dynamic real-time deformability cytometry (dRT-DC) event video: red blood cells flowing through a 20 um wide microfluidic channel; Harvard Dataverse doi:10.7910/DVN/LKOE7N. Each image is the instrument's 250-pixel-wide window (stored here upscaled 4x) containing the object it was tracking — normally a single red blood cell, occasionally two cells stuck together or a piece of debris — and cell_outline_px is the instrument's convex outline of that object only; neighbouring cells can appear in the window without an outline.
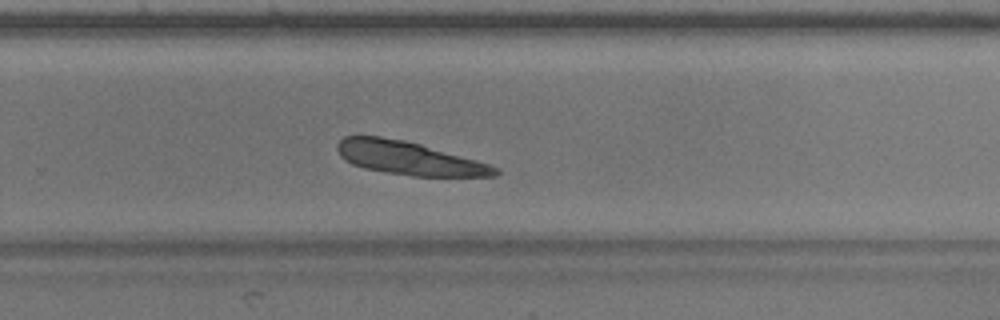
{"species": "common noctule bat (a hibernating species)", "species_latin": "Nyctalus noctula", "temperature_condition": "warm", "stored_images_in_passage": 46, "camera_frame_rate_fps": 3000, "um_per_image_px": 0.085, "animal": {"sex": "male", "body_mass_g": 17.9}, "frame": {"image": 1, "passage_image": 33, "time_ms": 10.667, "image_size_px": [1000, 320], "cell_outline_px": [[500, 172], [496, 176], [412, 176], [364, 168], [352, 164], [344, 160], [340, 156], [336, 148], [336, 144], [344, 136], [380, 136], [404, 140], [420, 144], [476, 160], [500, 168]], "centroid_in_image_um": [34.73, 13.44], "position_along_channel_um": 295.1, "area_um2": 30.46}, "authors_computed_cell_mechanics": {"area_um2": 28.7844, "velocity_mm_per_s": 3.6266, "shape_relaxation_time_tau1_ms": null, "shape_relaxation_time_tau2_ms": 1.306, "deformation_change_tau1": null, "deformation_change_tau2": 0.0682}}